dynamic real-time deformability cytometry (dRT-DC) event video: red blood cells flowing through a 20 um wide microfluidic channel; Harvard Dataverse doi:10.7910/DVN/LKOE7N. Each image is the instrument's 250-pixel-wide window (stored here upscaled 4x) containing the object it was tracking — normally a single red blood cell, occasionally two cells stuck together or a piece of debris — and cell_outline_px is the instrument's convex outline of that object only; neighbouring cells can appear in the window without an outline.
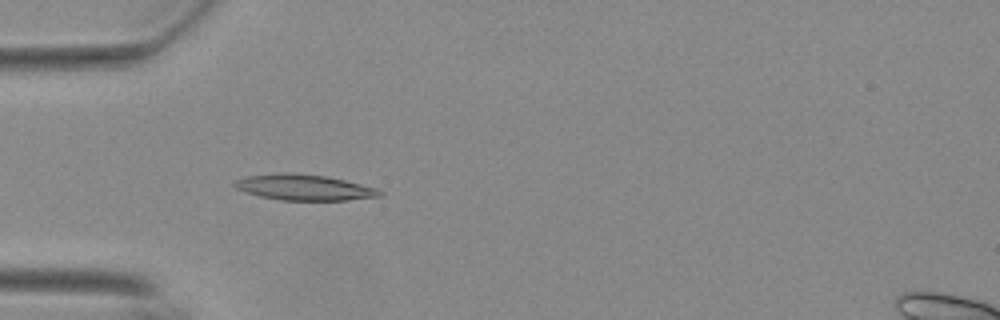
{"species": "Egyptian fruit bat (a non-hibernating species)", "species_latin": "Rousettus aegyptiacus", "temperature_condition": "warm", "stored_images_in_passage": 38, "camera_frame_rate_fps": 3000, "um_per_image_px": 0.085, "animal": {"sex": "female"}, "frame": {"image": 1, "passage_image": 5, "time_ms": 1.333, "image_size_px": [1000, 320], "cell_outline_px": [[384, 192], [380, 196], [348, 200], [280, 200], [260, 196], [236, 188], [232, 184], [236, 180], [248, 176], [280, 172], [288, 172], [328, 176], [376, 188]], "centroid_in_image_um": [25.86, 15.92], "position_along_channel_um": 59.1, "area_um2": 21.68}}
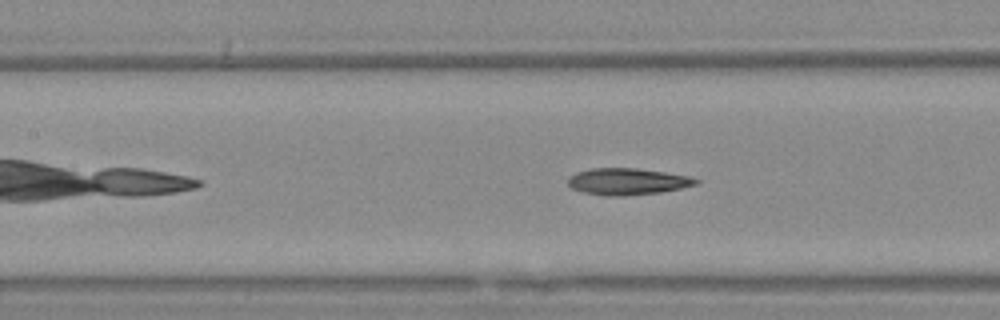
{"frame": {"image": 2, "passage_image": 13, "time_ms": 4.0, "image_size_px": [1000, 320], "cell_outline_px": [[700, 180], [696, 184], [680, 188], [660, 192], [624, 196], [608, 196], [584, 192], [572, 188], [568, 184], [568, 176], [576, 172], [592, 168], [636, 168], [664, 172], [688, 176]], "centroid_in_image_um": [53.3, 15.42], "position_along_channel_um": 154.1, "area_um2": 19.71}}
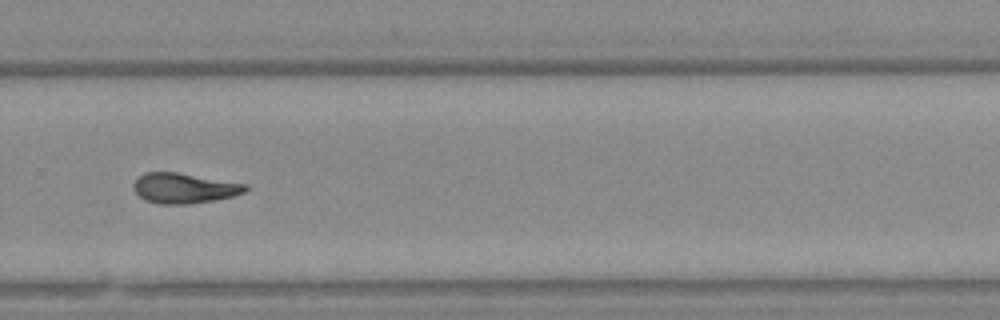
{"frame": {"image": 3, "passage_image": 26, "time_ms": 8.333, "image_size_px": [1000, 320], "cell_outline_px": [[248, 188], [244, 192], [232, 196], [212, 200], [188, 204], [160, 204], [144, 200], [136, 192], [132, 184], [144, 172], [176, 172], [248, 184]], "centroid_in_image_um": [15.64, 15.99], "position_along_channel_um": 314.2, "area_um2": 19.54}, "authors_computed_cell_mechanics": {"area_um2": 19.7098, "velocity_mm_per_s": 3.7085, "shape_relaxation_time_tau1_ms": 5.5108, "shape_relaxation_time_tau2_ms": 5.7589, "deformation_change_tau1": 0.1787, "deformation_change_tau2": 0.1496}}